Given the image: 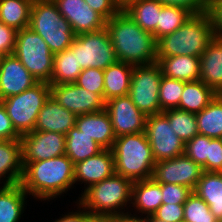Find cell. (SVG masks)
I'll return each instance as SVG.
<instances>
[{
	"instance_id": "1",
	"label": "cell",
	"mask_w": 222,
	"mask_h": 222,
	"mask_svg": "<svg viewBox=\"0 0 222 222\" xmlns=\"http://www.w3.org/2000/svg\"><path fill=\"white\" fill-rule=\"evenodd\" d=\"M20 184L24 191L37 201L48 202L60 198L68 190L76 187L74 163L65 154L28 163L23 168Z\"/></svg>"
},
{
	"instance_id": "2",
	"label": "cell",
	"mask_w": 222,
	"mask_h": 222,
	"mask_svg": "<svg viewBox=\"0 0 222 222\" xmlns=\"http://www.w3.org/2000/svg\"><path fill=\"white\" fill-rule=\"evenodd\" d=\"M105 28L118 61L134 66L157 62L154 36L143 30L123 9L106 21Z\"/></svg>"
},
{
	"instance_id": "3",
	"label": "cell",
	"mask_w": 222,
	"mask_h": 222,
	"mask_svg": "<svg viewBox=\"0 0 222 222\" xmlns=\"http://www.w3.org/2000/svg\"><path fill=\"white\" fill-rule=\"evenodd\" d=\"M214 37L213 21L208 11L192 14L181 27L156 41L157 57H200Z\"/></svg>"
},
{
	"instance_id": "4",
	"label": "cell",
	"mask_w": 222,
	"mask_h": 222,
	"mask_svg": "<svg viewBox=\"0 0 222 222\" xmlns=\"http://www.w3.org/2000/svg\"><path fill=\"white\" fill-rule=\"evenodd\" d=\"M132 185V180L114 173L82 191L76 202L91 215H127L131 213L128 207L131 206Z\"/></svg>"
},
{
	"instance_id": "5",
	"label": "cell",
	"mask_w": 222,
	"mask_h": 222,
	"mask_svg": "<svg viewBox=\"0 0 222 222\" xmlns=\"http://www.w3.org/2000/svg\"><path fill=\"white\" fill-rule=\"evenodd\" d=\"M111 151L116 174L133 182L152 178L156 161L145 132L116 137Z\"/></svg>"
},
{
	"instance_id": "6",
	"label": "cell",
	"mask_w": 222,
	"mask_h": 222,
	"mask_svg": "<svg viewBox=\"0 0 222 222\" xmlns=\"http://www.w3.org/2000/svg\"><path fill=\"white\" fill-rule=\"evenodd\" d=\"M29 27L44 39L53 54L69 48L76 36L53 0L33 1Z\"/></svg>"
},
{
	"instance_id": "7",
	"label": "cell",
	"mask_w": 222,
	"mask_h": 222,
	"mask_svg": "<svg viewBox=\"0 0 222 222\" xmlns=\"http://www.w3.org/2000/svg\"><path fill=\"white\" fill-rule=\"evenodd\" d=\"M50 97V83L38 82L20 94L2 100L16 132L22 136L34 131L38 114Z\"/></svg>"
},
{
	"instance_id": "8",
	"label": "cell",
	"mask_w": 222,
	"mask_h": 222,
	"mask_svg": "<svg viewBox=\"0 0 222 222\" xmlns=\"http://www.w3.org/2000/svg\"><path fill=\"white\" fill-rule=\"evenodd\" d=\"M13 54L39 82L51 81L54 54L30 27L17 31Z\"/></svg>"
},
{
	"instance_id": "9",
	"label": "cell",
	"mask_w": 222,
	"mask_h": 222,
	"mask_svg": "<svg viewBox=\"0 0 222 222\" xmlns=\"http://www.w3.org/2000/svg\"><path fill=\"white\" fill-rule=\"evenodd\" d=\"M162 75L158 62L133 67L128 96L146 116L163 112L159 101Z\"/></svg>"
},
{
	"instance_id": "10",
	"label": "cell",
	"mask_w": 222,
	"mask_h": 222,
	"mask_svg": "<svg viewBox=\"0 0 222 222\" xmlns=\"http://www.w3.org/2000/svg\"><path fill=\"white\" fill-rule=\"evenodd\" d=\"M70 48L82 70L91 67L104 70L118 61L106 28L76 35Z\"/></svg>"
},
{
	"instance_id": "11",
	"label": "cell",
	"mask_w": 222,
	"mask_h": 222,
	"mask_svg": "<svg viewBox=\"0 0 222 222\" xmlns=\"http://www.w3.org/2000/svg\"><path fill=\"white\" fill-rule=\"evenodd\" d=\"M145 133L156 162L184 154L185 143L173 131L163 113L147 116Z\"/></svg>"
},
{
	"instance_id": "12",
	"label": "cell",
	"mask_w": 222,
	"mask_h": 222,
	"mask_svg": "<svg viewBox=\"0 0 222 222\" xmlns=\"http://www.w3.org/2000/svg\"><path fill=\"white\" fill-rule=\"evenodd\" d=\"M20 141L23 168L65 154L66 135L62 133L33 131L22 135Z\"/></svg>"
},
{
	"instance_id": "13",
	"label": "cell",
	"mask_w": 222,
	"mask_h": 222,
	"mask_svg": "<svg viewBox=\"0 0 222 222\" xmlns=\"http://www.w3.org/2000/svg\"><path fill=\"white\" fill-rule=\"evenodd\" d=\"M50 96L75 116L105 109V102L97 93L75 83L50 84Z\"/></svg>"
},
{
	"instance_id": "14",
	"label": "cell",
	"mask_w": 222,
	"mask_h": 222,
	"mask_svg": "<svg viewBox=\"0 0 222 222\" xmlns=\"http://www.w3.org/2000/svg\"><path fill=\"white\" fill-rule=\"evenodd\" d=\"M202 172V167L184 153L169 160L157 161L152 178L158 183L179 184L193 191Z\"/></svg>"
},
{
	"instance_id": "15",
	"label": "cell",
	"mask_w": 222,
	"mask_h": 222,
	"mask_svg": "<svg viewBox=\"0 0 222 222\" xmlns=\"http://www.w3.org/2000/svg\"><path fill=\"white\" fill-rule=\"evenodd\" d=\"M116 137L145 132L147 116L127 96L116 97L105 102Z\"/></svg>"
},
{
	"instance_id": "16",
	"label": "cell",
	"mask_w": 222,
	"mask_h": 222,
	"mask_svg": "<svg viewBox=\"0 0 222 222\" xmlns=\"http://www.w3.org/2000/svg\"><path fill=\"white\" fill-rule=\"evenodd\" d=\"M60 14L72 27L75 35L105 28L106 20L84 0H53Z\"/></svg>"
},
{
	"instance_id": "17",
	"label": "cell",
	"mask_w": 222,
	"mask_h": 222,
	"mask_svg": "<svg viewBox=\"0 0 222 222\" xmlns=\"http://www.w3.org/2000/svg\"><path fill=\"white\" fill-rule=\"evenodd\" d=\"M38 82L13 53L0 60V100L20 94Z\"/></svg>"
},
{
	"instance_id": "18",
	"label": "cell",
	"mask_w": 222,
	"mask_h": 222,
	"mask_svg": "<svg viewBox=\"0 0 222 222\" xmlns=\"http://www.w3.org/2000/svg\"><path fill=\"white\" fill-rule=\"evenodd\" d=\"M115 173L114 157L111 149H103L98 154L74 164L75 185L84 183V189L101 182Z\"/></svg>"
},
{
	"instance_id": "19",
	"label": "cell",
	"mask_w": 222,
	"mask_h": 222,
	"mask_svg": "<svg viewBox=\"0 0 222 222\" xmlns=\"http://www.w3.org/2000/svg\"><path fill=\"white\" fill-rule=\"evenodd\" d=\"M75 127L103 149H111L116 139L110 116L105 109L76 116Z\"/></svg>"
},
{
	"instance_id": "20",
	"label": "cell",
	"mask_w": 222,
	"mask_h": 222,
	"mask_svg": "<svg viewBox=\"0 0 222 222\" xmlns=\"http://www.w3.org/2000/svg\"><path fill=\"white\" fill-rule=\"evenodd\" d=\"M131 204L130 209L134 210L132 211L134 213H129V215L142 218L153 215L162 205L161 183L156 182L153 178L134 181Z\"/></svg>"
},
{
	"instance_id": "21",
	"label": "cell",
	"mask_w": 222,
	"mask_h": 222,
	"mask_svg": "<svg viewBox=\"0 0 222 222\" xmlns=\"http://www.w3.org/2000/svg\"><path fill=\"white\" fill-rule=\"evenodd\" d=\"M76 116L62 107L51 96L41 108L34 131L62 133L64 135L75 126Z\"/></svg>"
},
{
	"instance_id": "22",
	"label": "cell",
	"mask_w": 222,
	"mask_h": 222,
	"mask_svg": "<svg viewBox=\"0 0 222 222\" xmlns=\"http://www.w3.org/2000/svg\"><path fill=\"white\" fill-rule=\"evenodd\" d=\"M199 80L222 94V38L215 36L200 56Z\"/></svg>"
},
{
	"instance_id": "23",
	"label": "cell",
	"mask_w": 222,
	"mask_h": 222,
	"mask_svg": "<svg viewBox=\"0 0 222 222\" xmlns=\"http://www.w3.org/2000/svg\"><path fill=\"white\" fill-rule=\"evenodd\" d=\"M23 164L20 140H0V183L10 186L21 182ZM3 180V181H2Z\"/></svg>"
},
{
	"instance_id": "24",
	"label": "cell",
	"mask_w": 222,
	"mask_h": 222,
	"mask_svg": "<svg viewBox=\"0 0 222 222\" xmlns=\"http://www.w3.org/2000/svg\"><path fill=\"white\" fill-rule=\"evenodd\" d=\"M157 62L165 77L184 82L197 81L200 78V57L189 55L157 57Z\"/></svg>"
},
{
	"instance_id": "25",
	"label": "cell",
	"mask_w": 222,
	"mask_h": 222,
	"mask_svg": "<svg viewBox=\"0 0 222 222\" xmlns=\"http://www.w3.org/2000/svg\"><path fill=\"white\" fill-rule=\"evenodd\" d=\"M134 65L117 61L104 69V102L129 94Z\"/></svg>"
},
{
	"instance_id": "26",
	"label": "cell",
	"mask_w": 222,
	"mask_h": 222,
	"mask_svg": "<svg viewBox=\"0 0 222 222\" xmlns=\"http://www.w3.org/2000/svg\"><path fill=\"white\" fill-rule=\"evenodd\" d=\"M162 6L159 0H131L122 9L157 41V23Z\"/></svg>"
},
{
	"instance_id": "27",
	"label": "cell",
	"mask_w": 222,
	"mask_h": 222,
	"mask_svg": "<svg viewBox=\"0 0 222 222\" xmlns=\"http://www.w3.org/2000/svg\"><path fill=\"white\" fill-rule=\"evenodd\" d=\"M193 192L208 204L211 213L222 222V172L203 171Z\"/></svg>"
},
{
	"instance_id": "28",
	"label": "cell",
	"mask_w": 222,
	"mask_h": 222,
	"mask_svg": "<svg viewBox=\"0 0 222 222\" xmlns=\"http://www.w3.org/2000/svg\"><path fill=\"white\" fill-rule=\"evenodd\" d=\"M28 194L20 183L0 188V222H20Z\"/></svg>"
},
{
	"instance_id": "29",
	"label": "cell",
	"mask_w": 222,
	"mask_h": 222,
	"mask_svg": "<svg viewBox=\"0 0 222 222\" xmlns=\"http://www.w3.org/2000/svg\"><path fill=\"white\" fill-rule=\"evenodd\" d=\"M217 96V93L200 80L184 82L178 109L197 114Z\"/></svg>"
},
{
	"instance_id": "30",
	"label": "cell",
	"mask_w": 222,
	"mask_h": 222,
	"mask_svg": "<svg viewBox=\"0 0 222 222\" xmlns=\"http://www.w3.org/2000/svg\"><path fill=\"white\" fill-rule=\"evenodd\" d=\"M103 148L75 126L66 134L65 155L75 164L101 152Z\"/></svg>"
},
{
	"instance_id": "31",
	"label": "cell",
	"mask_w": 222,
	"mask_h": 222,
	"mask_svg": "<svg viewBox=\"0 0 222 222\" xmlns=\"http://www.w3.org/2000/svg\"><path fill=\"white\" fill-rule=\"evenodd\" d=\"M82 72L76 60V53L69 47L62 52L54 54L53 70L50 84L75 83Z\"/></svg>"
},
{
	"instance_id": "32",
	"label": "cell",
	"mask_w": 222,
	"mask_h": 222,
	"mask_svg": "<svg viewBox=\"0 0 222 222\" xmlns=\"http://www.w3.org/2000/svg\"><path fill=\"white\" fill-rule=\"evenodd\" d=\"M34 0H0V22L16 31L29 27Z\"/></svg>"
},
{
	"instance_id": "33",
	"label": "cell",
	"mask_w": 222,
	"mask_h": 222,
	"mask_svg": "<svg viewBox=\"0 0 222 222\" xmlns=\"http://www.w3.org/2000/svg\"><path fill=\"white\" fill-rule=\"evenodd\" d=\"M195 115L199 134L211 138L222 137V94H217L209 105Z\"/></svg>"
},
{
	"instance_id": "34",
	"label": "cell",
	"mask_w": 222,
	"mask_h": 222,
	"mask_svg": "<svg viewBox=\"0 0 222 222\" xmlns=\"http://www.w3.org/2000/svg\"><path fill=\"white\" fill-rule=\"evenodd\" d=\"M162 113L168 118L173 131L184 143L199 134L196 115L194 113L178 108L168 109Z\"/></svg>"
},
{
	"instance_id": "35",
	"label": "cell",
	"mask_w": 222,
	"mask_h": 222,
	"mask_svg": "<svg viewBox=\"0 0 222 222\" xmlns=\"http://www.w3.org/2000/svg\"><path fill=\"white\" fill-rule=\"evenodd\" d=\"M192 13L179 6L163 5L157 23V40L181 27Z\"/></svg>"
},
{
	"instance_id": "36",
	"label": "cell",
	"mask_w": 222,
	"mask_h": 222,
	"mask_svg": "<svg viewBox=\"0 0 222 222\" xmlns=\"http://www.w3.org/2000/svg\"><path fill=\"white\" fill-rule=\"evenodd\" d=\"M184 89V81L162 75L159 89L160 109L162 111L178 108Z\"/></svg>"
},
{
	"instance_id": "37",
	"label": "cell",
	"mask_w": 222,
	"mask_h": 222,
	"mask_svg": "<svg viewBox=\"0 0 222 222\" xmlns=\"http://www.w3.org/2000/svg\"><path fill=\"white\" fill-rule=\"evenodd\" d=\"M183 208V220L187 222H219L211 213L208 204L193 191L183 204Z\"/></svg>"
},
{
	"instance_id": "38",
	"label": "cell",
	"mask_w": 222,
	"mask_h": 222,
	"mask_svg": "<svg viewBox=\"0 0 222 222\" xmlns=\"http://www.w3.org/2000/svg\"><path fill=\"white\" fill-rule=\"evenodd\" d=\"M211 137L197 134L185 143V154L195 163L199 164L203 171L207 172V158Z\"/></svg>"
},
{
	"instance_id": "39",
	"label": "cell",
	"mask_w": 222,
	"mask_h": 222,
	"mask_svg": "<svg viewBox=\"0 0 222 222\" xmlns=\"http://www.w3.org/2000/svg\"><path fill=\"white\" fill-rule=\"evenodd\" d=\"M75 84L79 87L97 93L103 99L104 70L99 68H87L82 70Z\"/></svg>"
},
{
	"instance_id": "40",
	"label": "cell",
	"mask_w": 222,
	"mask_h": 222,
	"mask_svg": "<svg viewBox=\"0 0 222 222\" xmlns=\"http://www.w3.org/2000/svg\"><path fill=\"white\" fill-rule=\"evenodd\" d=\"M162 204H184L192 190L174 183H161Z\"/></svg>"
},
{
	"instance_id": "41",
	"label": "cell",
	"mask_w": 222,
	"mask_h": 222,
	"mask_svg": "<svg viewBox=\"0 0 222 222\" xmlns=\"http://www.w3.org/2000/svg\"><path fill=\"white\" fill-rule=\"evenodd\" d=\"M207 172H222V140L221 138H212L210 140Z\"/></svg>"
},
{
	"instance_id": "42",
	"label": "cell",
	"mask_w": 222,
	"mask_h": 222,
	"mask_svg": "<svg viewBox=\"0 0 222 222\" xmlns=\"http://www.w3.org/2000/svg\"><path fill=\"white\" fill-rule=\"evenodd\" d=\"M94 11L106 21L116 15L122 7L115 0H84Z\"/></svg>"
},
{
	"instance_id": "43",
	"label": "cell",
	"mask_w": 222,
	"mask_h": 222,
	"mask_svg": "<svg viewBox=\"0 0 222 222\" xmlns=\"http://www.w3.org/2000/svg\"><path fill=\"white\" fill-rule=\"evenodd\" d=\"M153 215L165 222L181 221L184 217L183 204H162Z\"/></svg>"
},
{
	"instance_id": "44",
	"label": "cell",
	"mask_w": 222,
	"mask_h": 222,
	"mask_svg": "<svg viewBox=\"0 0 222 222\" xmlns=\"http://www.w3.org/2000/svg\"><path fill=\"white\" fill-rule=\"evenodd\" d=\"M17 31L0 22V60L7 54H12L15 47Z\"/></svg>"
},
{
	"instance_id": "45",
	"label": "cell",
	"mask_w": 222,
	"mask_h": 222,
	"mask_svg": "<svg viewBox=\"0 0 222 222\" xmlns=\"http://www.w3.org/2000/svg\"><path fill=\"white\" fill-rule=\"evenodd\" d=\"M20 137L0 100V140H20Z\"/></svg>"
},
{
	"instance_id": "46",
	"label": "cell",
	"mask_w": 222,
	"mask_h": 222,
	"mask_svg": "<svg viewBox=\"0 0 222 222\" xmlns=\"http://www.w3.org/2000/svg\"><path fill=\"white\" fill-rule=\"evenodd\" d=\"M207 11L213 21V32L222 38V0H211L207 4Z\"/></svg>"
},
{
	"instance_id": "47",
	"label": "cell",
	"mask_w": 222,
	"mask_h": 222,
	"mask_svg": "<svg viewBox=\"0 0 222 222\" xmlns=\"http://www.w3.org/2000/svg\"><path fill=\"white\" fill-rule=\"evenodd\" d=\"M163 5L179 6L189 10L192 14L207 11L205 0H159Z\"/></svg>"
},
{
	"instance_id": "48",
	"label": "cell",
	"mask_w": 222,
	"mask_h": 222,
	"mask_svg": "<svg viewBox=\"0 0 222 222\" xmlns=\"http://www.w3.org/2000/svg\"><path fill=\"white\" fill-rule=\"evenodd\" d=\"M77 207L76 211L68 212L67 214H62V217L54 220L53 222H86V220L91 216V214L84 209L79 203L75 202Z\"/></svg>"
},
{
	"instance_id": "49",
	"label": "cell",
	"mask_w": 222,
	"mask_h": 222,
	"mask_svg": "<svg viewBox=\"0 0 222 222\" xmlns=\"http://www.w3.org/2000/svg\"><path fill=\"white\" fill-rule=\"evenodd\" d=\"M86 222H117V216L91 215Z\"/></svg>"
},
{
	"instance_id": "50",
	"label": "cell",
	"mask_w": 222,
	"mask_h": 222,
	"mask_svg": "<svg viewBox=\"0 0 222 222\" xmlns=\"http://www.w3.org/2000/svg\"><path fill=\"white\" fill-rule=\"evenodd\" d=\"M117 222H146L145 218L143 217H135L132 215H123V216H119L117 217Z\"/></svg>"
},
{
	"instance_id": "51",
	"label": "cell",
	"mask_w": 222,
	"mask_h": 222,
	"mask_svg": "<svg viewBox=\"0 0 222 222\" xmlns=\"http://www.w3.org/2000/svg\"><path fill=\"white\" fill-rule=\"evenodd\" d=\"M146 222H165L163 220H160L158 218H156L154 215H149L144 217Z\"/></svg>"
},
{
	"instance_id": "52",
	"label": "cell",
	"mask_w": 222,
	"mask_h": 222,
	"mask_svg": "<svg viewBox=\"0 0 222 222\" xmlns=\"http://www.w3.org/2000/svg\"><path fill=\"white\" fill-rule=\"evenodd\" d=\"M122 8L131 0H115Z\"/></svg>"
}]
</instances>
